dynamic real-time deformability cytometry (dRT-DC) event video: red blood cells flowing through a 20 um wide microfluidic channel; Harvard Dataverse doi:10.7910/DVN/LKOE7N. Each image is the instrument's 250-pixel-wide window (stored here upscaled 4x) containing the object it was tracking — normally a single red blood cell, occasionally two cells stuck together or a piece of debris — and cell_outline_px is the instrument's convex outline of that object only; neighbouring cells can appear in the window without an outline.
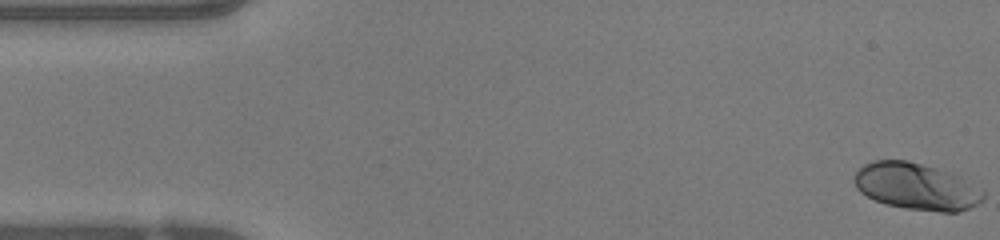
{"species": "human", "species_latin": "Homo sapiens", "temperature_condition": "warm", "stored_images_in_passage": 49, "camera_frame_rate_fps": 3000, "um_per_image_px": 0.085, "donor": {"sex": "female"}, "frame": {"image": 1, "passage_image": 1, "time_ms": 0.0, "image_size_px": [1000, 240], "cell_outline_px": [[984, 196], [976, 204], [968, 208], [956, 212], [940, 212], [904, 208], [888, 204], [876, 200], [860, 192], [856, 188], [852, 180], [856, 172], [864, 164], [872, 160], [908, 160], [952, 172], [960, 176], [984, 192]], "centroid_in_image_um": [77.85, 15.83], "position_along_channel_um": 7.1, "area_um2": 35.08}}
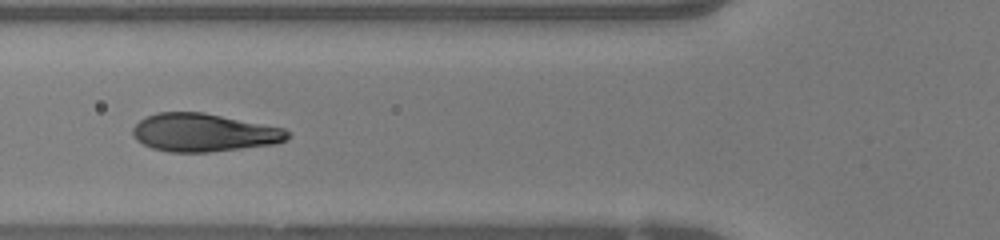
{"frame": {"image": 2, "passage_image": 18, "time_ms": 5.667, "image_size_px": [1000, 240], "cell_outline_px": [[288, 136], [284, 140], [272, 144], [208, 152], [168, 152], [152, 148], [136, 140], [132, 132], [132, 128], [140, 120], [156, 112], [204, 112], [284, 128], [288, 132]], "centroid_in_image_um": [17.27, 11.26], "position_along_channel_um": 108.5, "area_um2": 34.04}}
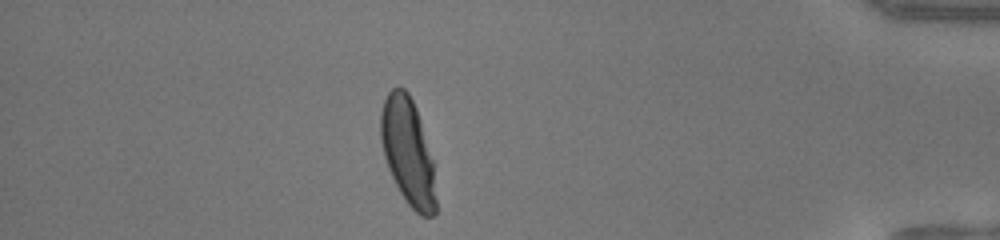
{"frame": {"image": 3, "passage_image": 43, "time_ms": 14.0, "image_size_px": [1000, 240], "cell_outline_px": [[436, 212], [432, 216], [420, 216], [408, 204], [400, 192], [388, 168], [384, 156], [380, 140], [380, 112], [384, 100], [388, 92], [392, 88], [404, 88], [408, 92], [416, 108], [420, 120], [432, 160], [436, 200]], "centroid_in_image_um": [34.65, 12.89], "position_along_channel_um": 400.6, "area_um2": 34.04}, "authors_computed_cell_mechanics": {"area_um2": 34.2176, "velocity_mm_per_s": 4.0873, "shape_relaxation_time_tau1_ms": 3.2581, "shape_relaxation_time_tau2_ms": null, "deformation_change_tau1": 0.2057, "deformation_change_tau2": null}}